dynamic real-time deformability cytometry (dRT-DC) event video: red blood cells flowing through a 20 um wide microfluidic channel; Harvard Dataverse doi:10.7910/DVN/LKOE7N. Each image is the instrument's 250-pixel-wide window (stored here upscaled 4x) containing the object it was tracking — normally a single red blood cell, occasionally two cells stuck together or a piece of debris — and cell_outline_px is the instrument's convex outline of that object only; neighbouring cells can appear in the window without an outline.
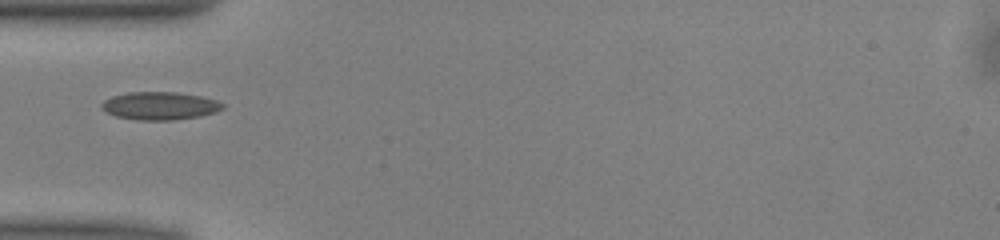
{"species": "common noctule bat (a hibernating species)", "species_latin": "Nyctalus noctula", "temperature_condition": "warm", "stored_images_in_passage": 33, "camera_frame_rate_fps": 3000, "um_per_image_px": 0.085, "animal": {"sex": "male", "body_mass_g": 13.0, "forearm_length_mm": 53.1}, "frame": {"image": 1, "passage_image": 1, "time_ms": 0.0, "image_size_px": [1000, 240], "cell_outline_px": [[224, 108], [216, 112], [200, 116], [172, 120], [136, 120], [116, 116], [100, 108], [100, 104], [104, 100], [112, 96], [128, 92], [176, 92], [200, 96], [216, 100], [224, 104]], "centroid_in_image_um": [13.57, 8.99], "position_along_channel_um": 71.4, "area_um2": 19.71}}
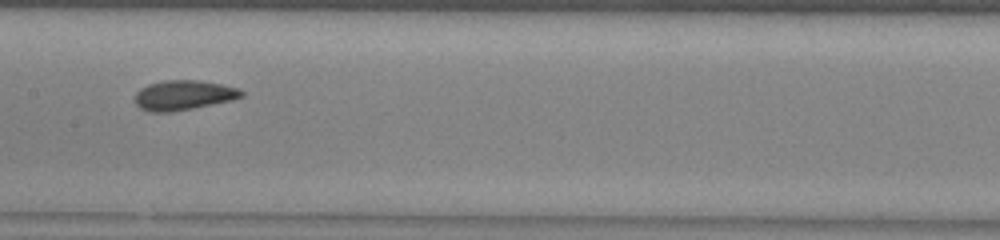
{"frame": {"image": 2, "passage_image": 10, "time_ms": 3.0, "image_size_px": [1000, 240], "cell_outline_px": [[244, 96], [232, 100], [172, 112], [152, 112], [140, 108], [136, 104], [136, 92], [140, 88], [148, 84], [164, 80], [196, 80], [220, 84], [240, 88], [244, 92]], "centroid_in_image_um": [15.61, 8.08], "position_along_channel_um": 191.8, "area_um2": 18.44}}
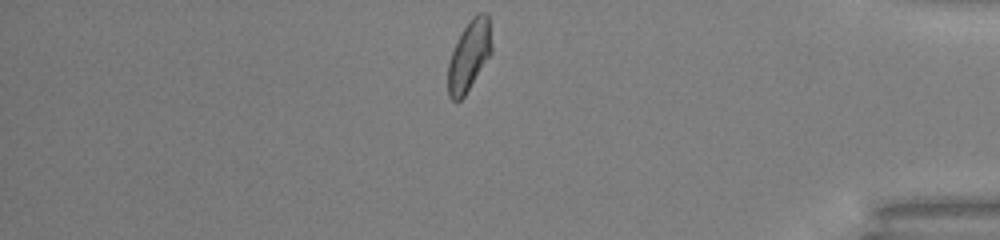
{"frame": {"image": 3, "passage_image": 28, "time_ms": 9.0, "image_size_px": [1000, 240], "cell_outline_px": [[492, 52], [464, 96], [456, 104], [448, 96], [448, 64], [452, 52], [464, 28], [472, 16], [476, 12], [488, 12], [492, 48]], "centroid_in_image_um": [39.88, 4.73], "position_along_channel_um": 395.3, "area_um2": 17.8}}